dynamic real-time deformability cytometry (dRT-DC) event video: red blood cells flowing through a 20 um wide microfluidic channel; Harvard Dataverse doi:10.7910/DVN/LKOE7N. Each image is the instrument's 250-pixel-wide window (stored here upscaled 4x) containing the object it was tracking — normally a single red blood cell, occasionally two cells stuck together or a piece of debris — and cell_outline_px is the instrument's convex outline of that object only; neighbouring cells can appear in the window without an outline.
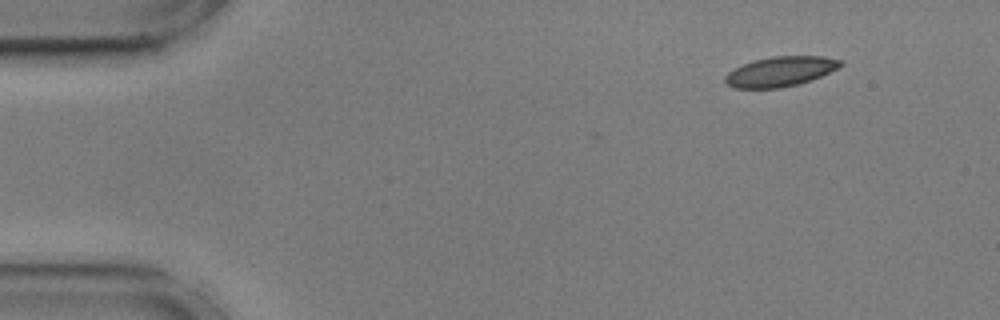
{"species": "common noctule bat (a hibernating species)", "species_latin": "Nyctalus noctula", "temperature_condition": "cold", "stored_images_in_passage": 7, "camera_frame_rate_fps": 3000, "um_per_image_px": 0.085, "animal": {"sex": "male", "body_mass_g": 17.9, "forearm_length_mm": 54.2}, "frame": {"image": 1, "passage_image": 1, "time_ms": 0.0, "image_size_px": [1000, 320], "cell_outline_px": [[844, 64], [820, 76], [796, 84], [780, 88], [732, 88], [724, 84], [724, 76], [728, 72], [752, 60], [772, 56], [824, 56], [840, 60]], "centroid_in_image_um": [66.26, 6.07], "position_along_channel_um": 18.7, "area_um2": 19.94}}